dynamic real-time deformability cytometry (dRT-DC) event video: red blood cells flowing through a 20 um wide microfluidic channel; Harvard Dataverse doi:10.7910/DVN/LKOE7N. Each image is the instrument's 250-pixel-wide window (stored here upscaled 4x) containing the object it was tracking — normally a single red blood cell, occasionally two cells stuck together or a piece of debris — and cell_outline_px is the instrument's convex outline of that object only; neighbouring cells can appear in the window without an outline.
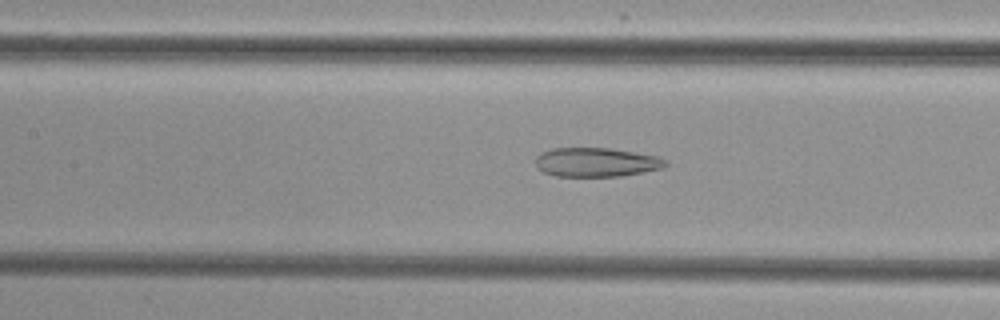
{"species": "common noctule bat (a hibernating species)", "species_latin": "Nyctalus noctula", "temperature_condition": "cold", "stored_images_in_passage": 50, "camera_frame_rate_fps": 3000, "um_per_image_px": 0.085, "animal": {"sex": "female", "body_mass_g": 29.2, "forearm_length_mm": 56.3}, "frame": {"image": 1, "passage_image": 24, "time_ms": 7.667, "image_size_px": [1000, 320], "cell_outline_px": [[668, 164], [664, 168], [620, 176], [556, 176], [544, 172], [536, 164], [536, 156], [540, 152], [552, 148], [608, 148], [656, 156], [664, 160]], "centroid_in_image_um": [50.66, 13.79], "position_along_channel_um": 156.7, "area_um2": 21.79}}
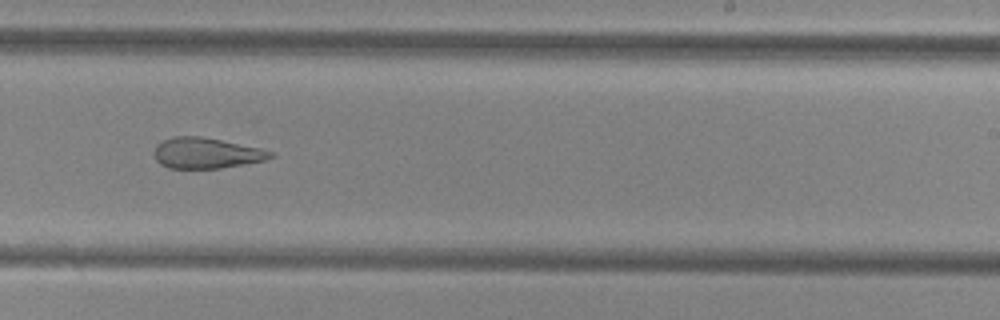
{"frame": {"image": 2, "passage_image": 33, "time_ms": 10.667, "image_size_px": [1000, 320], "cell_outline_px": [[276, 156], [264, 160], [220, 168], [168, 168], [160, 164], [156, 160], [152, 152], [156, 144], [172, 136], [200, 136], [260, 148], [272, 152]], "centroid_in_image_um": [17.48, 13.01], "position_along_channel_um": 271.5, "area_um2": 20.75}}
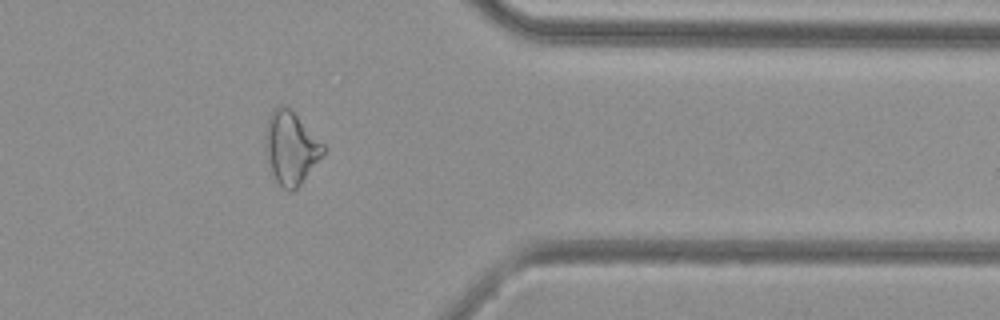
{"frame": {"image": 3, "passage_image": 43, "time_ms": 14.0, "image_size_px": [1000, 320], "cell_outline_px": [[328, 148], [300, 184], [296, 188], [288, 192], [276, 180], [272, 172], [264, 144], [264, 136], [268, 116], [272, 108], [280, 104], [292, 108]], "centroid_in_image_um": [24.73, 12.48], "position_along_channel_um": 386.7, "area_um2": 24.8}}